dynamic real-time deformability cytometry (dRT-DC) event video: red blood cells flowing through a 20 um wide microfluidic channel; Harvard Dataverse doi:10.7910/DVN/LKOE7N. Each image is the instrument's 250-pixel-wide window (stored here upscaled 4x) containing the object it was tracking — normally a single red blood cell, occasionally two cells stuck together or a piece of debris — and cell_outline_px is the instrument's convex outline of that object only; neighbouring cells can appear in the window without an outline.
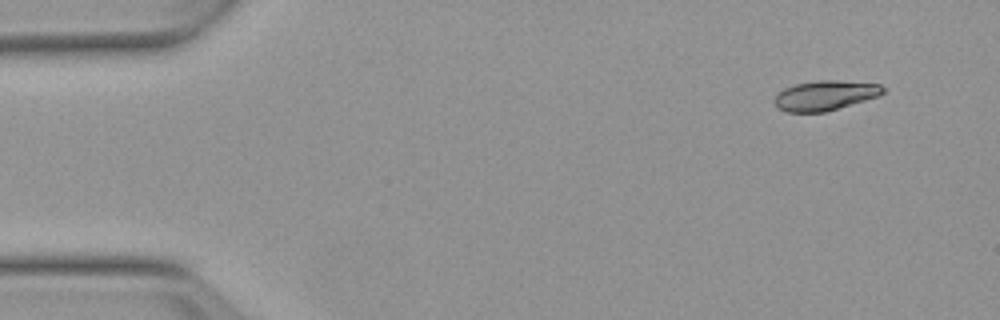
{"species": "Egyptian fruit bat (a non-hibernating species)", "species_latin": "Rousettus aegyptiacus", "temperature_condition": "warm", "stored_images_in_passage": 50, "camera_frame_rate_fps": 3000, "um_per_image_px": 0.085, "animal": {"sex": "female"}, "frame": {"image": 1, "passage_image": 2, "time_ms": 0.333, "image_size_px": [1000, 320], "cell_outline_px": [[884, 92], [880, 96], [824, 112], [788, 112], [780, 108], [776, 104], [776, 96], [784, 88], [796, 84], [816, 80], [836, 80], [880, 84], [884, 88]], "centroid_in_image_um": [70.18, 8.1], "position_along_channel_um": 14.8, "area_um2": 18.61}}
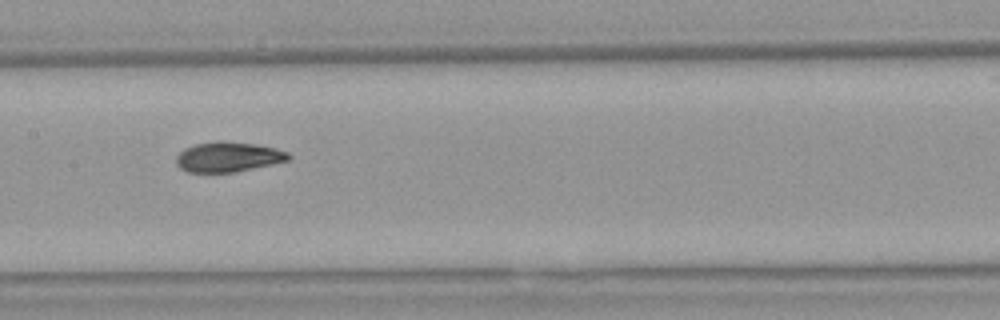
{"frame": {"image": 2, "passage_image": 24, "time_ms": 7.667, "image_size_px": [1000, 320], "cell_outline_px": [[292, 156], [288, 160], [236, 172], [188, 172], [180, 168], [176, 164], [176, 156], [184, 148], [196, 144], [216, 140], [224, 140], [256, 144], [276, 148], [288, 152]], "centroid_in_image_um": [19.38, 13.32], "position_along_channel_um": 188.0, "area_um2": 19.77}}
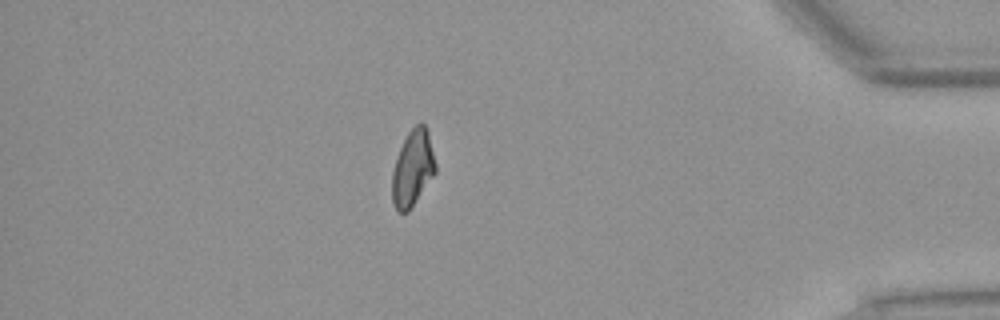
{"frame": {"image": 3, "passage_image": 44, "time_ms": 14.333, "image_size_px": [1000, 320], "cell_outline_px": [[436, 172], [408, 212], [396, 212], [392, 200], [392, 172], [400, 148], [408, 132], [416, 124], [424, 124], [428, 128], [436, 164]], "centroid_in_image_um": [35.09, 14.3], "position_along_channel_um": 400.1, "area_um2": 19.19}, "authors_computed_cell_mechanics": {"area_um2": 19.5075, "velocity_mm_per_s": 3.815, "shape_relaxation_time_tau1_ms": 4.2331, "shape_relaxation_time_tau2_ms": 1.5655, "deformation_change_tau1": 0.1757, "deformation_change_tau2": 0.0692}}